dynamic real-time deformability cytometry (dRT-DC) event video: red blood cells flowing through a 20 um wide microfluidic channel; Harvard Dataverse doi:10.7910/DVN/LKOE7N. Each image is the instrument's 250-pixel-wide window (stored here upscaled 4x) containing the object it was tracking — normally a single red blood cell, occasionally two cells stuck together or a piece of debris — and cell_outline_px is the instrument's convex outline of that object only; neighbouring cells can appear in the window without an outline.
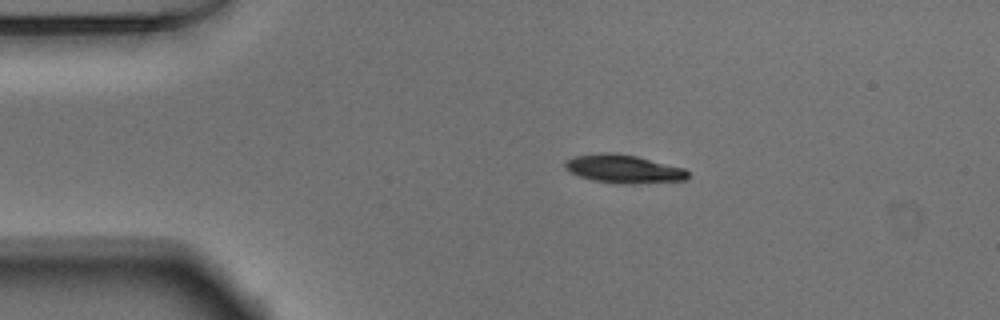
{"species": "Egyptian fruit bat (a non-hibernating species)", "species_latin": "Rousettus aegyptiacus", "temperature_condition": "warm", "stored_images_in_passage": 43, "camera_frame_rate_fps": 3000, "um_per_image_px": 0.085, "animal": {"sex": "male"}, "frame": {"image": 1, "passage_image": 1, "time_ms": 0.0, "image_size_px": [1000, 320], "cell_outline_px": [[688, 176], [684, 180], [632, 184], [620, 184], [592, 180], [580, 176], [564, 168], [564, 164], [568, 160], [576, 156], [600, 152], [616, 152], [636, 156], [684, 168], [688, 172]], "centroid_in_image_um": [53.0, 14.35], "position_along_channel_um": 32.0, "area_um2": 20.17}}
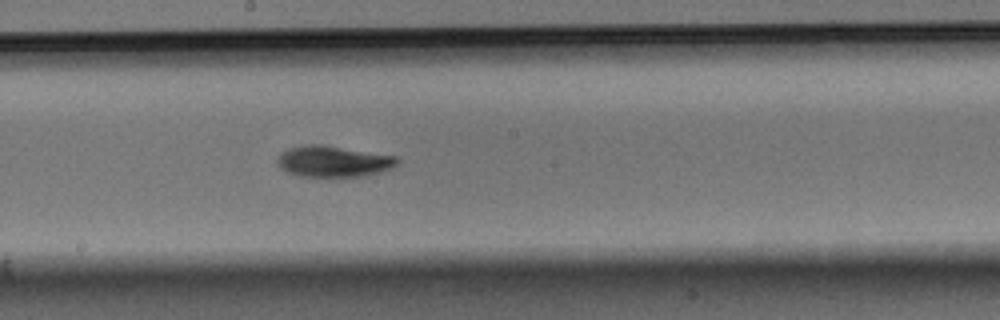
{"frame": {"image": 2, "passage_image": 19, "time_ms": 6.0, "image_size_px": [1000, 320], "cell_outline_px": [[400, 160], [392, 168], [380, 172], [364, 176], [300, 176], [288, 172], [280, 168], [276, 160], [288, 148], [308, 144], [320, 144], [396, 156]], "centroid_in_image_um": [28.35, 13.72], "position_along_channel_um": 219.9, "area_um2": 21.5}}
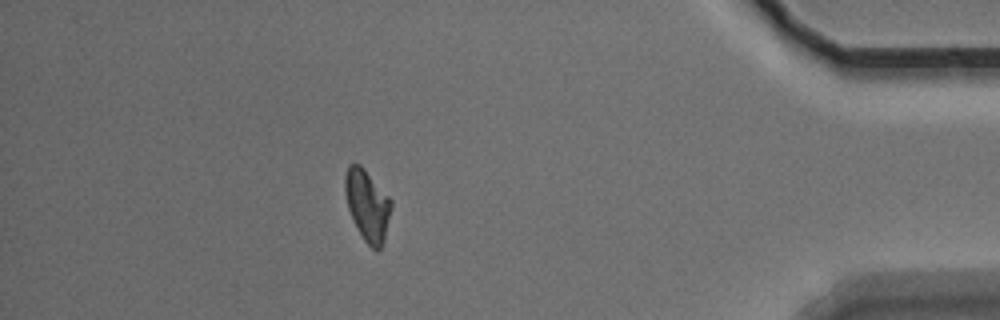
{"frame": {"image": 3, "passage_image": 37, "time_ms": 12.0, "image_size_px": [1000, 320], "cell_outline_px": [[392, 208], [384, 240], [380, 248], [376, 252], [364, 240], [348, 208], [344, 192], [344, 176], [348, 164], [360, 164], [364, 168], [392, 200]], "centroid_in_image_um": [31.23, 17.42], "position_along_channel_um": 404.0, "area_um2": 19.07}, "authors_computed_cell_mechanics": {"area_um2": 20.1722, "velocity_mm_per_s": 3.8449, "shape_relaxation_time_tau1_ms": 3.0516, "shape_relaxation_time_tau2_ms": null, "deformation_change_tau1": 0.1286, "deformation_change_tau2": null}}